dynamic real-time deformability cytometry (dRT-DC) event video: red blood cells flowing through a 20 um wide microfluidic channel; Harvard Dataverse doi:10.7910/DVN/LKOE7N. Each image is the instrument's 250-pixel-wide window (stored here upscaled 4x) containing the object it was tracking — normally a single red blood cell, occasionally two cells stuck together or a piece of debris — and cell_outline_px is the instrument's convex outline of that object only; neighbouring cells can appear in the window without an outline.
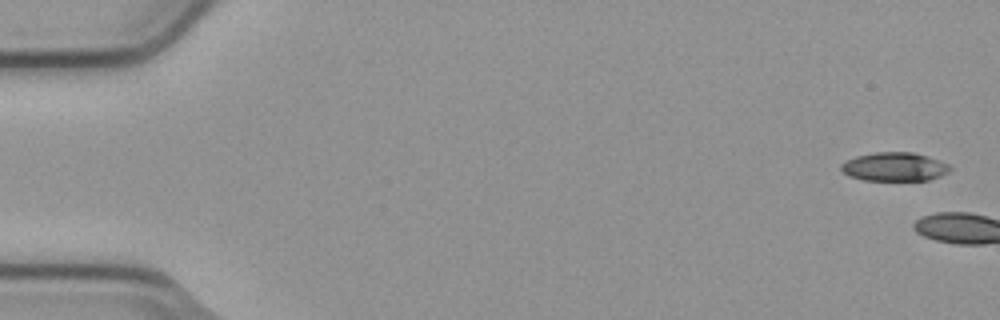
{"species": "common noctule bat (a hibernating species)", "species_latin": "Nyctalus noctula", "temperature_condition": "cold", "stored_images_in_passage": 2, "camera_frame_rate_fps": 3000, "um_per_image_px": 0.085, "animal": {"sex": "male", "body_mass_g": 23.1, "forearm_length_mm": 52.7}, "frame": {"image": 1, "passage_image": 1, "time_ms": 0.0, "image_size_px": [1000, 320], "cell_outline_px": [[952, 168], [948, 172], [940, 176], [928, 180], [864, 180], [848, 176], [840, 168], [840, 164], [844, 160], [856, 156], [876, 152], [912, 152], [928, 156], [948, 164]], "centroid_in_image_um": [76.0, 14.17], "position_along_channel_um": 9.0, "area_um2": 18.26}}